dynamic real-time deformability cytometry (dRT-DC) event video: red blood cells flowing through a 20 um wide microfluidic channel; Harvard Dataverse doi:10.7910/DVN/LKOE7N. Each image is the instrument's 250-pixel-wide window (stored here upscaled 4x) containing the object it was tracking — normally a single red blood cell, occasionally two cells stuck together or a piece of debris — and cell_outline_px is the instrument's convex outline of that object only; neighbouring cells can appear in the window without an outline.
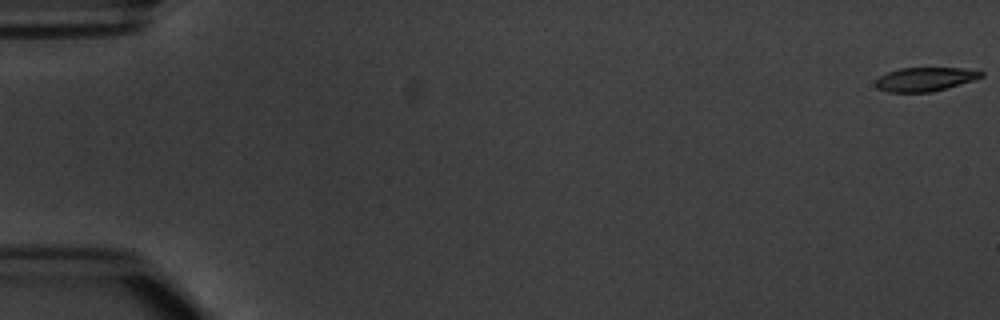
{"species": "common noctule bat (a hibernating species)", "species_latin": "Nyctalus noctula", "temperature_condition": "warm", "stored_images_in_passage": 6, "camera_frame_rate_fps": 3000, "um_per_image_px": 0.085, "animal": {"sex": "male", "body_mass_g": 20.1, "forearm_length_mm": 53.5}, "frame": {"image": 1, "passage_image": 1, "time_ms": 0.0, "image_size_px": [1000, 320], "cell_outline_px": [[984, 76], [972, 80], [932, 92], [888, 92], [876, 88], [876, 80], [880, 76], [888, 72], [900, 68], [964, 68], [984, 72]], "centroid_in_image_um": [78.61, 6.73], "position_along_channel_um": 6.4, "area_um2": 14.51}}
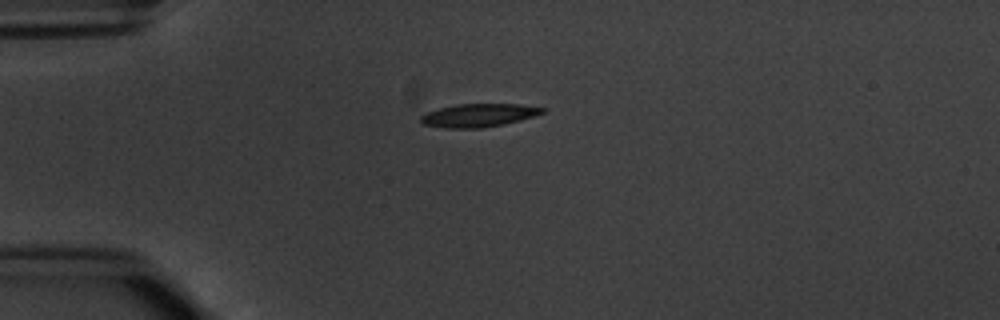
{"frame": {"image": 2, "passage_image": 4, "time_ms": 4.667, "image_size_px": [1000, 320], "cell_outline_px": [[544, 112], [520, 120], [484, 128], [444, 128], [424, 124], [420, 120], [420, 116], [428, 112], [440, 108], [456, 104], [520, 104], [544, 108]], "centroid_in_image_um": [40.66, 9.8], "position_along_channel_um": 44.3, "area_um2": 16.24}}